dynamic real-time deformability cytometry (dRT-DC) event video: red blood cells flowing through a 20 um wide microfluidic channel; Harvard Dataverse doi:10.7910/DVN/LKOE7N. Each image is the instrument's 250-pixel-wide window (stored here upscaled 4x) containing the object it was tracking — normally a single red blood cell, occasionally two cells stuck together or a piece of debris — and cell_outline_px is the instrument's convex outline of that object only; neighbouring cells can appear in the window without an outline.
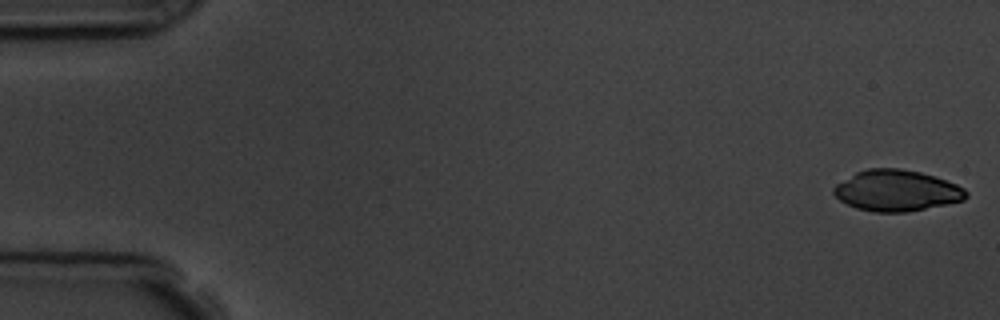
{"species": "common noctule bat (a hibernating species)", "species_latin": "Nyctalus noctula", "temperature_condition": "room temperature", "stored_images_in_passage": 6, "camera_frame_rate_fps": 3000, "um_per_image_px": 0.085, "animal": {"sex": "male", "body_mass_g": 19.5, "forearm_length_mm": 54.6}, "frame": {"image": 1, "passage_image": 1, "time_ms": 0.0, "image_size_px": [1000, 320], "cell_outline_px": [[968, 196], [964, 200], [904, 212], [872, 212], [856, 208], [840, 200], [832, 192], [832, 188], [836, 184], [856, 172], [868, 168], [900, 168], [920, 172], [936, 176], [956, 184], [964, 188], [968, 192]], "centroid_in_image_um": [76.2, 16.19], "position_along_channel_um": 8.8, "area_um2": 31.62}}